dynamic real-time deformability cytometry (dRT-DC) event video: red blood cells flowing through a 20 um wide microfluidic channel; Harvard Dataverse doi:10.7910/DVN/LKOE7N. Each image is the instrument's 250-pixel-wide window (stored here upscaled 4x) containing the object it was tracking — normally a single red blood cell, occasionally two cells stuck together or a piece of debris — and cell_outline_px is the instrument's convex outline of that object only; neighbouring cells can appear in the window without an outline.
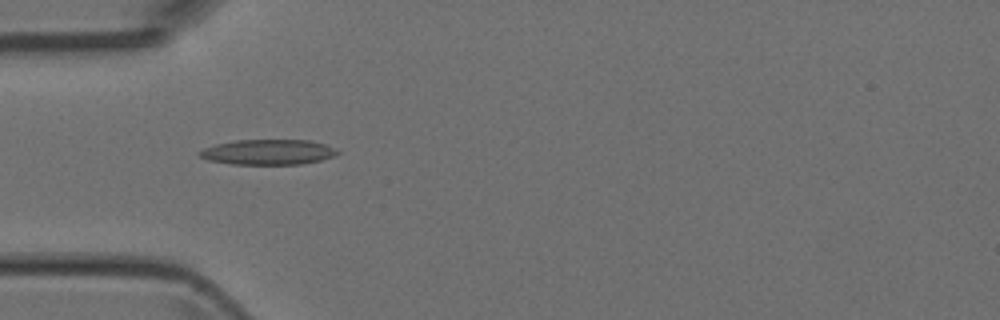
{"species": "Egyptian fruit bat (a non-hibernating species)", "species_latin": "Rousettus aegyptiacus", "temperature_condition": "room temperature", "stored_images_in_passage": 44, "camera_frame_rate_fps": 3000, "um_per_image_px": 0.085, "animal": {"sex": "female"}, "frame": {"image": 1, "passage_image": 14, "time_ms": 4.333, "image_size_px": [1000, 320], "cell_outline_px": [[340, 152], [336, 156], [320, 160], [300, 164], [232, 164], [208, 160], [200, 156], [196, 152], [204, 148], [216, 144], [236, 140], [312, 140], [324, 144]], "centroid_in_image_um": [22.77, 12.92], "position_along_channel_um": 62.2, "area_um2": 20.23}}
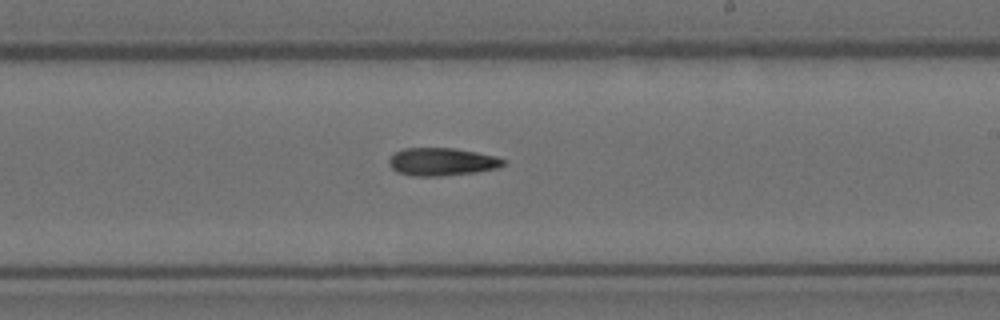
{"frame": {"image": 2, "passage_image": 28, "time_ms": 9.0, "image_size_px": [1000, 320], "cell_outline_px": [[504, 164], [500, 168], [476, 172], [440, 176], [412, 176], [396, 172], [388, 164], [388, 160], [396, 152], [404, 148], [456, 148], [496, 156], [504, 160]], "centroid_in_image_um": [37.55, 13.75], "position_along_channel_um": 251.4, "area_um2": 18.61}}
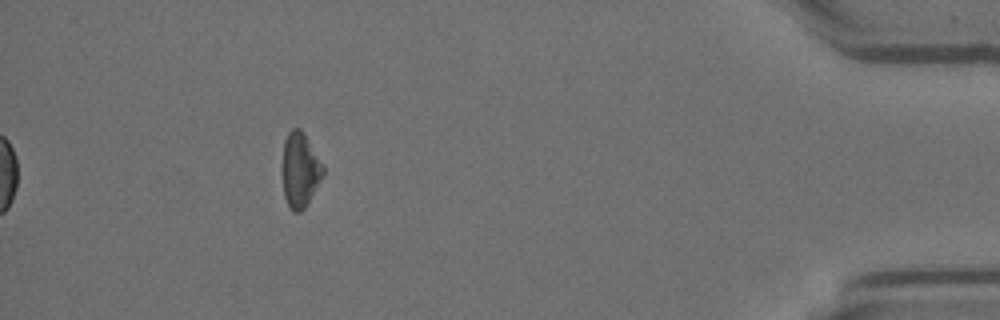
{"frame": {"image": 3, "passage_image": 44, "time_ms": 14.333, "image_size_px": [1000, 320], "cell_outline_px": [[324, 176], [304, 208], [300, 212], [292, 212], [284, 196], [280, 172], [284, 140], [288, 132], [292, 128], [300, 128], [304, 132], [324, 164]], "centroid_in_image_um": [25.48, 14.42], "position_along_channel_um": 409.7, "area_um2": 18.44}}